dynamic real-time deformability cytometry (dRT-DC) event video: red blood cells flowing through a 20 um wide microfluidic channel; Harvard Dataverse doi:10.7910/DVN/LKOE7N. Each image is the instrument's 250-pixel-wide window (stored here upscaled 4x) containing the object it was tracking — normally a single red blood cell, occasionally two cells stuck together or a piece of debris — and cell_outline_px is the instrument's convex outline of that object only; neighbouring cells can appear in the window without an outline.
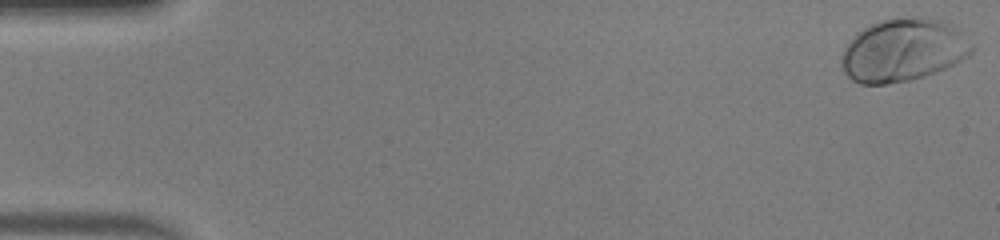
{"species": "human", "species_latin": "Homo sapiens", "temperature_condition": "warm", "stored_images_in_passage": 50, "camera_frame_rate_fps": 3000, "um_per_image_px": 0.085, "donor": {"sex": "male"}, "frame": {"image": 1, "passage_image": 1, "time_ms": 0.0, "image_size_px": [1000, 240], "cell_outline_px": [[972, 52], [968, 56], [936, 72], [924, 76], [908, 80], [884, 84], [860, 84], [852, 80], [844, 72], [840, 64], [840, 56], [844, 48], [856, 32], [880, 20], [916, 16], [924, 16], [944, 20], [952, 24], [972, 44]], "centroid_in_image_um": [76.74, 4.25], "position_along_channel_um": 8.3, "area_um2": 47.8}}
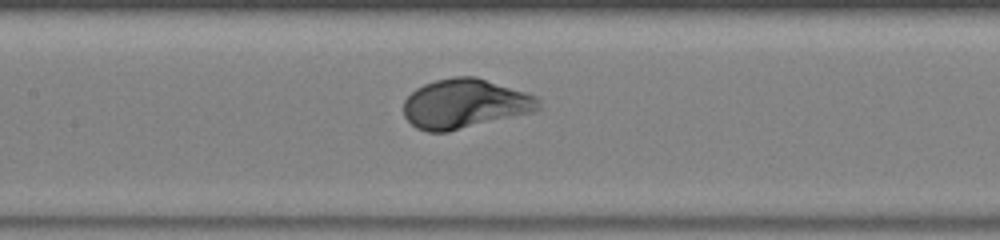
{"frame": {"image": 2, "passage_image": 24, "time_ms": 7.667, "image_size_px": [1000, 240], "cell_outline_px": [[540, 108], [532, 112], [448, 132], [428, 132], [416, 128], [404, 116], [404, 100], [416, 88], [424, 84], [436, 80], [452, 76], [476, 76], [536, 96], [540, 100]], "centroid_in_image_um": [39.49, 8.82], "position_along_channel_um": 167.9, "area_um2": 38.78}}
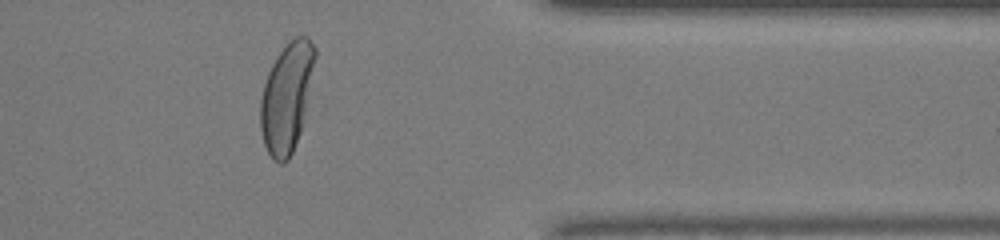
{"frame": {"image": 3, "passage_image": 41, "time_ms": 13.333, "image_size_px": [1000, 240], "cell_outline_px": [[316, 56], [300, 132], [292, 152], [288, 160], [284, 164], [280, 164], [272, 160], [264, 144], [260, 128], [260, 100], [264, 84], [268, 72], [276, 56], [296, 36], [308, 36], [316, 48]], "centroid_in_image_um": [24.35, 8.29], "position_along_channel_um": 387.1, "area_um2": 34.28}}